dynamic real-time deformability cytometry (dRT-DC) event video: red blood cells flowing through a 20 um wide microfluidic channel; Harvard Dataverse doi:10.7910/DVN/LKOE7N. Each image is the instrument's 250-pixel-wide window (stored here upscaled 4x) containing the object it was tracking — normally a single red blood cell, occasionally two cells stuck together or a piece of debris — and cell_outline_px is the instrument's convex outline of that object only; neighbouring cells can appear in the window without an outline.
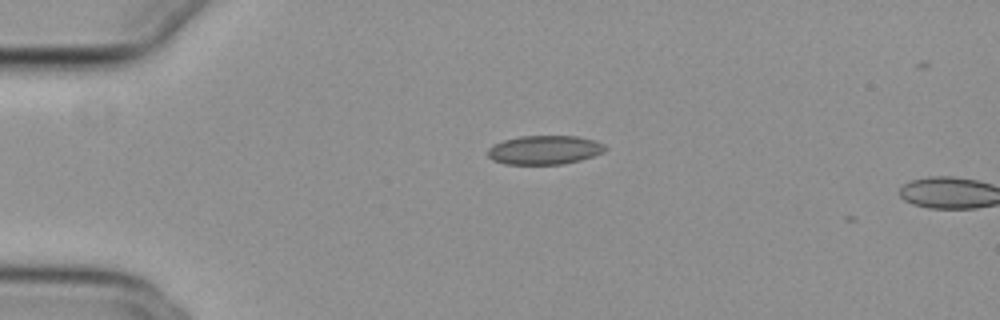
{"species": "common noctule bat (a hibernating species)", "species_latin": "Nyctalus noctula", "temperature_condition": "cold", "stored_images_in_passage": 2, "camera_frame_rate_fps": 3000, "um_per_image_px": 0.085, "animal": {"sex": "female", "body_mass_g": 29.2, "forearm_length_mm": 56.3}, "frame": {"image": 1, "passage_image": 1, "time_ms": 0.0, "image_size_px": [1000, 320], "cell_outline_px": [[608, 148], [604, 152], [580, 160], [564, 164], [504, 164], [492, 160], [488, 156], [488, 148], [492, 144], [504, 140], [520, 136], [576, 136], [596, 140], [604, 144]], "centroid_in_image_um": [46.29, 12.74], "position_along_channel_um": 38.7, "area_um2": 19.94}}